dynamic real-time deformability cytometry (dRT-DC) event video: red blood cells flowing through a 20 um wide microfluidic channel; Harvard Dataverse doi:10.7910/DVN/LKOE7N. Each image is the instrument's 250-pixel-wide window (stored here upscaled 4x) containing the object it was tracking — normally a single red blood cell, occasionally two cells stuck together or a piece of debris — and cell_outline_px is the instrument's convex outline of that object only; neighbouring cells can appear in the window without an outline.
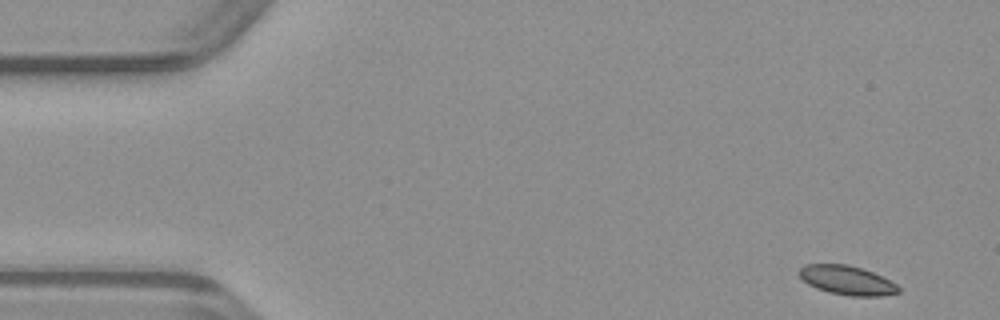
{"species": "common noctule bat (a hibernating species)", "species_latin": "Nyctalus noctula", "temperature_condition": "warm", "stored_images_in_passage": 16, "camera_frame_rate_fps": 3000, "um_per_image_px": 0.085, "animal": {"sex": "male", "body_mass_g": 23.1, "forearm_length_mm": 52.7}, "frame": {"image": 1, "passage_image": 1, "time_ms": 0.0, "image_size_px": [1000, 320], "cell_outline_px": [[900, 292], [884, 296], [848, 296], [828, 292], [816, 288], [808, 284], [796, 272], [804, 264], [848, 264], [872, 272], [896, 284], [900, 288]], "centroid_in_image_um": [71.97, 23.83], "position_along_channel_um": 13.0, "area_um2": 16.88}}
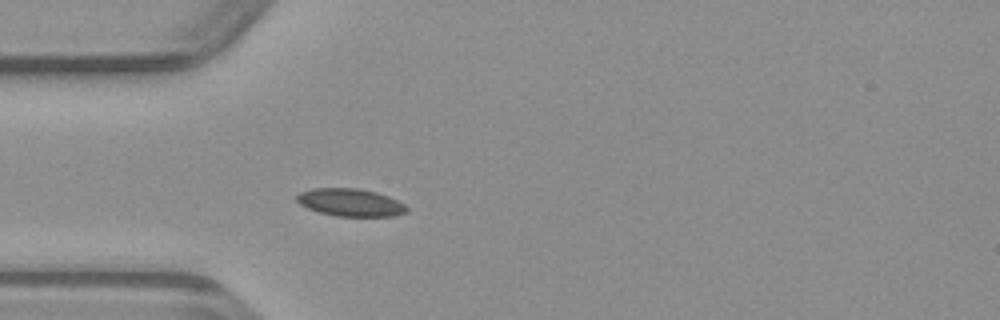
{"frame": {"image": 2, "passage_image": 12, "time_ms": 3.667, "image_size_px": [1000, 320], "cell_outline_px": [[408, 212], [392, 216], [336, 216], [320, 212], [308, 208], [300, 204], [296, 200], [296, 196], [300, 192], [312, 188], [356, 188], [376, 192], [388, 196], [404, 204], [408, 208]], "centroid_in_image_um": [29.78, 17.21], "position_along_channel_um": 55.2, "area_um2": 17.63}}
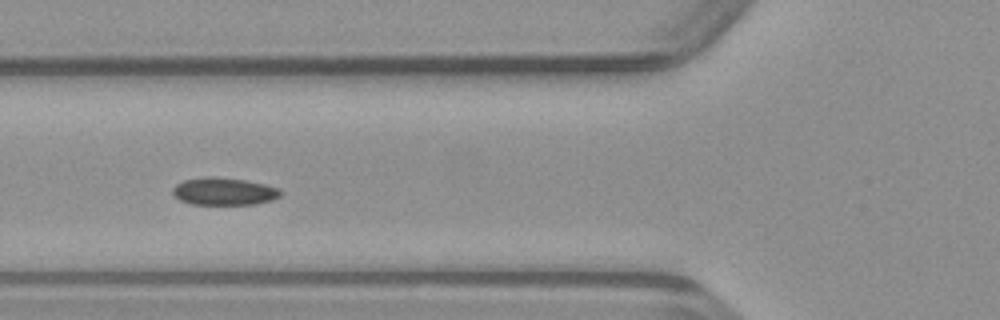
{"frame": {"image": 3, "passage_image": 16, "time_ms": 5.0, "image_size_px": [1000, 320], "cell_outline_px": [[280, 196], [272, 200], [256, 204], [192, 204], [180, 200], [172, 192], [172, 188], [176, 184], [184, 180], [208, 176], [212, 176], [244, 180], [264, 184], [280, 188]], "centroid_in_image_um": [19.03, 16.26], "position_along_channel_um": 106.8, "area_um2": 17.17}}